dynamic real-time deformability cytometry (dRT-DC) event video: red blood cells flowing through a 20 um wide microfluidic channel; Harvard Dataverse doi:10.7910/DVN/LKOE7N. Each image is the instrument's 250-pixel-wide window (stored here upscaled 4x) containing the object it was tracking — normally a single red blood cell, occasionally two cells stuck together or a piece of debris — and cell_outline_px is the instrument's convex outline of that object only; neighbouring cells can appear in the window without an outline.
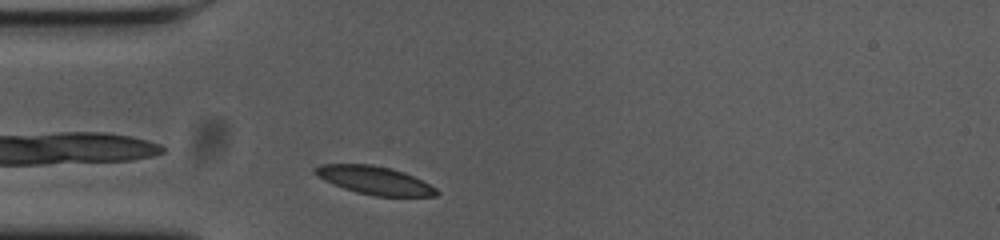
{"species": "common noctule bat (a hibernating species)", "species_latin": "Nyctalus noctula", "temperature_condition": "cold", "stored_images_in_passage": 31, "camera_frame_rate_fps": 3000, "um_per_image_px": 0.085, "animal": {"sex": "female", "body_mass_g": 23.0, "forearm_length_mm": 53.4}, "frame": {"image": 1, "passage_image": 2, "time_ms": 0.333, "image_size_px": [1000, 240], "cell_outline_px": [[440, 192], [436, 196], [376, 196], [356, 192], [344, 188], [324, 180], [312, 172], [312, 168], [320, 164], [372, 164], [404, 172], [436, 188]], "centroid_in_image_um": [31.8, 15.32], "position_along_channel_um": 53.2, "area_um2": 19.77}}
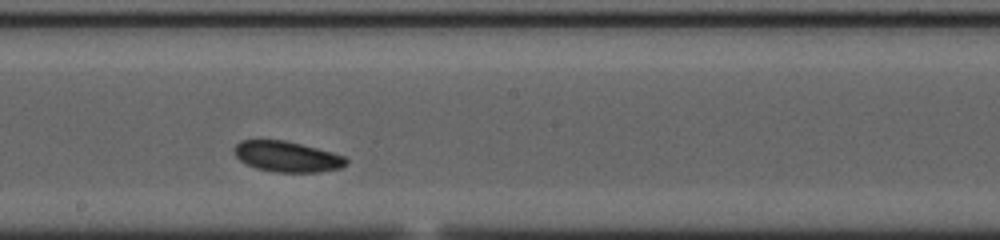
{"frame": {"image": 2, "passage_image": 17, "time_ms": 5.333, "image_size_px": [1000, 240], "cell_outline_px": [[348, 164], [340, 168], [320, 172], [276, 172], [256, 168], [240, 160], [232, 152], [232, 148], [240, 140], [284, 140], [332, 152], [344, 156], [348, 160]], "centroid_in_image_um": [24.39, 13.31], "position_along_channel_um": 223.8, "area_um2": 20.0}}
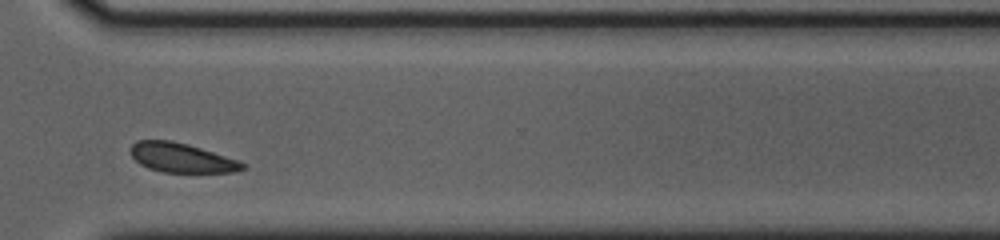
{"frame": {"image": 3, "passage_image": 28, "time_ms": 9.0, "image_size_px": [1000, 240], "cell_outline_px": [[244, 168], [236, 172], [164, 172], [148, 168], [140, 164], [132, 156], [132, 144], [136, 140], [172, 140], [188, 144], [240, 160], [244, 164]], "centroid_in_image_um": [15.45, 13.4], "position_along_channel_um": 355.2, "area_um2": 19.07}, "authors_computed_cell_mechanics": {"area_um2": 19.9988, "velocity_mm_per_s": 3.5718, "shape_relaxation_time_tau1_ms": 1.0262, "shape_relaxation_time_tau2_ms": null, "deformation_change_tau1": 0.074, "deformation_change_tau2": null}}